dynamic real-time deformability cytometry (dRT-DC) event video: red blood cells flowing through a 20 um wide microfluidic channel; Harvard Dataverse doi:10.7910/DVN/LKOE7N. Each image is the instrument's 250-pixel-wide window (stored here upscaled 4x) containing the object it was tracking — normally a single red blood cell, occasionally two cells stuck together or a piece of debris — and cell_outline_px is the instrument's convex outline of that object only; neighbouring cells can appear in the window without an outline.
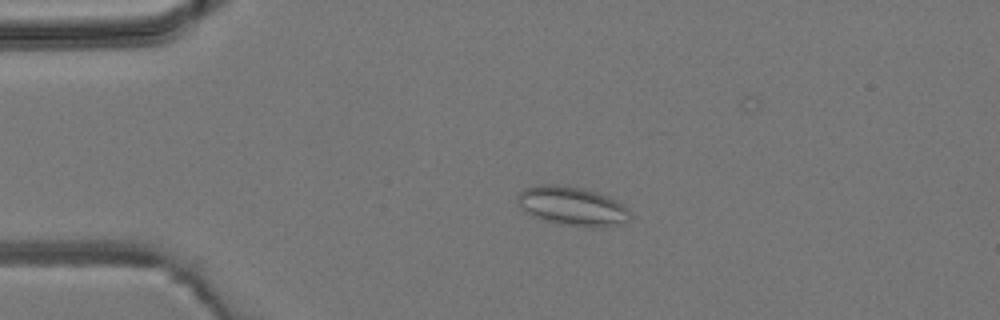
{"species": "common noctule bat (a hibernating species)", "species_latin": "Nyctalus noctula", "temperature_condition": "room temperature", "stored_images_in_passage": 4, "camera_frame_rate_fps": 3000, "um_per_image_px": 0.085, "animal": {"sex": "male", "body_mass_g": 19.2, "forearm_length_mm": 51.8}, "frame": {"image": 1, "passage_image": 2, "time_ms": 1.333, "image_size_px": [1000, 320], "cell_outline_px": [[632, 216], [628, 220], [604, 228], [592, 228], [564, 224], [548, 220], [536, 216], [528, 212], [516, 200], [516, 196], [524, 188], [540, 184], [556, 184], [580, 188], [596, 192], [608, 196], [616, 200], [628, 208]], "centroid_in_image_um": [48.69, 17.51], "position_along_channel_um": 36.3, "area_um2": 25.26}}